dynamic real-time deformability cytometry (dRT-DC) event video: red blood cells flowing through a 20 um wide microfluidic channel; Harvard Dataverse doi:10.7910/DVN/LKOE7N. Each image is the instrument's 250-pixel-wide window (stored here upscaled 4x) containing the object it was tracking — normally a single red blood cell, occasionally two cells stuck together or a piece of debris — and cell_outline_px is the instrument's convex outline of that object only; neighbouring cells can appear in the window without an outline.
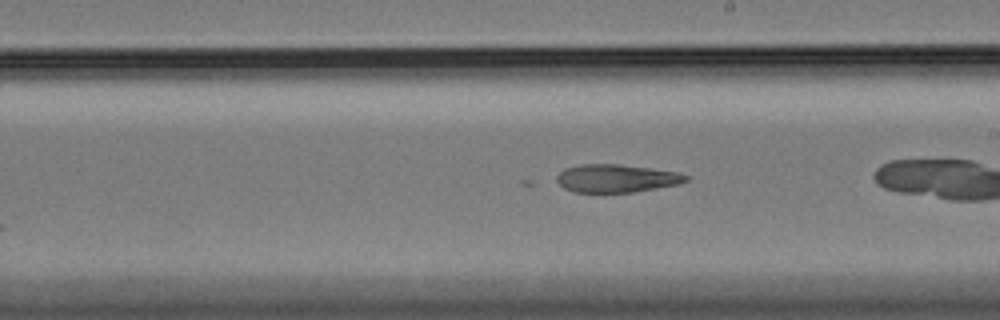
{"species": "Egyptian fruit bat (a non-hibernating species)", "species_latin": "Rousettus aegyptiacus", "temperature_condition": "cold", "stored_images_in_passage": 28, "camera_frame_rate_fps": 3000, "um_per_image_px": 0.085, "animal": {"sex": "female"}, "frame": {"image": 1, "passage_image": 16, "time_ms": 5.0, "image_size_px": [1000, 320], "cell_outline_px": [[688, 180], [680, 184], [632, 192], [576, 192], [564, 188], [556, 180], [556, 176], [564, 168], [580, 164], [620, 164], [652, 168], [680, 172], [688, 176]], "centroid_in_image_um": [52.41, 15.15], "position_along_channel_um": 236.6, "area_um2": 21.15}}